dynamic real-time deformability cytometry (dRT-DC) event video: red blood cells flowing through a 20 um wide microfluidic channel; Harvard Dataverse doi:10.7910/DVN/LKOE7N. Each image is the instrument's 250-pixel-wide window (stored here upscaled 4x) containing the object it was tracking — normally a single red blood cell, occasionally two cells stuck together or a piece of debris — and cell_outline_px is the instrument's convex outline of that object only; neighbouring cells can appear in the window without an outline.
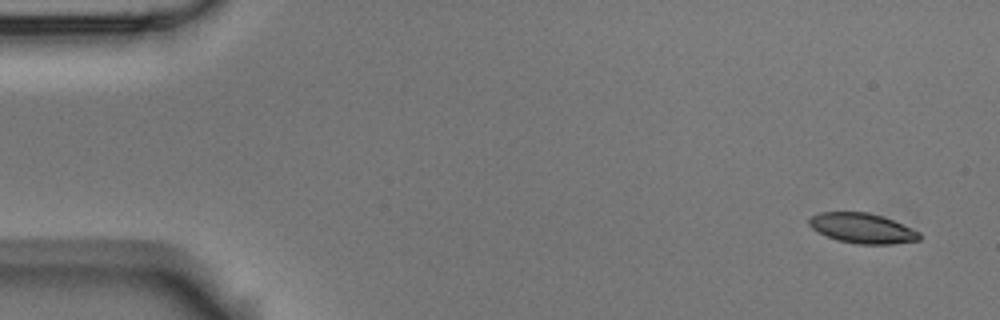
{"species": "Egyptian fruit bat (a non-hibernating species)", "species_latin": "Rousettus aegyptiacus", "temperature_condition": "room temperature", "stored_images_in_passage": 5, "camera_frame_rate_fps": 3000, "um_per_image_px": 0.085, "animal": {"sex": "male"}, "frame": {"image": 1, "passage_image": 1, "time_ms": 0.0, "image_size_px": [1000, 320], "cell_outline_px": [[920, 240], [892, 244], [856, 244], [836, 240], [812, 228], [808, 224], [808, 220], [812, 216], [820, 212], [868, 212], [884, 216], [920, 232]], "centroid_in_image_um": [73.31, 19.4], "position_along_channel_um": 11.7, "area_um2": 19.31}}
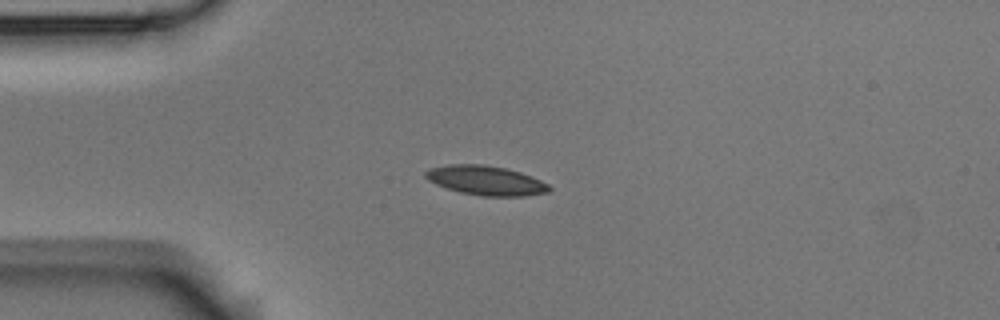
{"frame": {"image": 2, "passage_image": 4, "time_ms": 1.0, "image_size_px": [1000, 320], "cell_outline_px": [[552, 188], [548, 192], [524, 196], [480, 196], [460, 192], [436, 184], [428, 180], [424, 176], [424, 172], [428, 168], [448, 164], [484, 164], [504, 168], [520, 172], [532, 176], [548, 184]], "centroid_in_image_um": [41.28, 15.33], "position_along_channel_um": 43.7, "area_um2": 21.27}}